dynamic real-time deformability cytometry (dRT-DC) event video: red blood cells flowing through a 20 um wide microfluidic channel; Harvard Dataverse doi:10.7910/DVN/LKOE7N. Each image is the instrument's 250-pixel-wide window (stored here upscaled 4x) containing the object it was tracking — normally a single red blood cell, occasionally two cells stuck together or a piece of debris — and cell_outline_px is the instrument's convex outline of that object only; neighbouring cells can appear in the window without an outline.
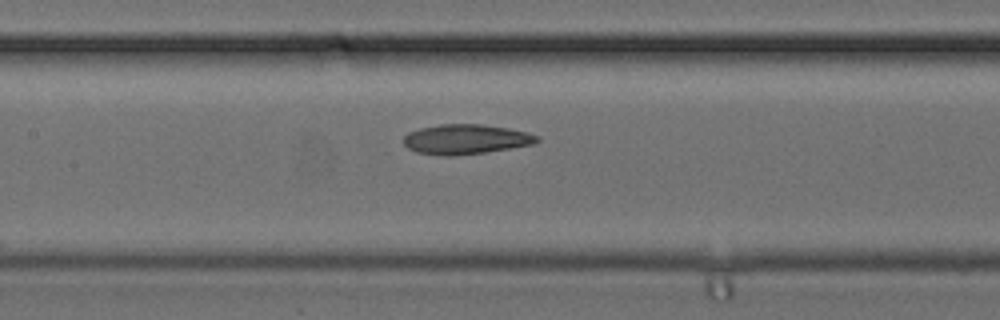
{"species": "common noctule bat (a hibernating species)", "species_latin": "Nyctalus noctula", "temperature_condition": "cold", "stored_images_in_passage": 7, "camera_frame_rate_fps": 3000, "um_per_image_px": 0.085, "animal": {"sex": "female", "body_mass_g": 24.6, "forearm_length_mm": 56.2}, "frame": {"image": 1, "passage_image": 5, "time_ms": 1.333, "image_size_px": [1000, 320], "cell_outline_px": [[540, 140], [532, 144], [484, 152], [452, 156], [444, 156], [416, 152], [408, 148], [404, 144], [404, 136], [408, 132], [420, 128], [440, 124], [480, 124], [508, 128], [540, 136]], "centroid_in_image_um": [39.55, 11.83], "position_along_channel_um": 167.8, "area_um2": 23.0}}
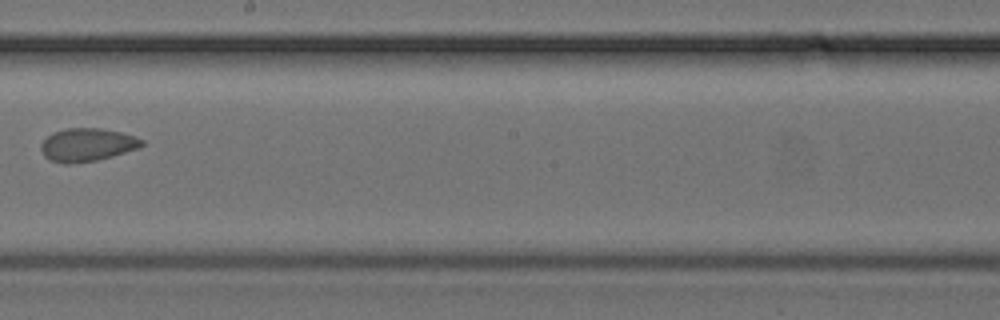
{"frame": {"image": 2, "passage_image": 7, "time_ms": 2.0, "image_size_px": [1000, 320], "cell_outline_px": [[144, 144], [140, 148], [112, 156], [96, 160], [68, 164], [64, 164], [52, 160], [44, 156], [40, 148], [40, 144], [52, 132], [68, 128], [100, 128], [120, 132], [136, 136], [144, 140]], "centroid_in_image_um": [7.42, 12.3], "position_along_channel_um": 240.8, "area_um2": 19.48}}